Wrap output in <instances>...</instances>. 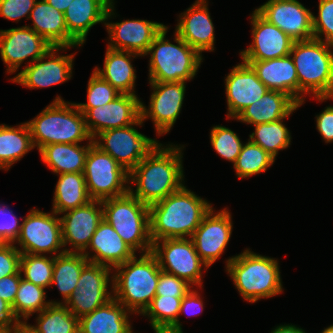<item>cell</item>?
Instances as JSON below:
<instances>
[{
  "instance_id": "6da1fadb",
  "label": "cell",
  "mask_w": 333,
  "mask_h": 333,
  "mask_svg": "<svg viewBox=\"0 0 333 333\" xmlns=\"http://www.w3.org/2000/svg\"><path fill=\"white\" fill-rule=\"evenodd\" d=\"M182 148L160 143L129 172L128 183H135L136 189L133 191L129 185L128 192L150 206L182 188L185 176Z\"/></svg>"
},
{
  "instance_id": "7a4b0ae2",
  "label": "cell",
  "mask_w": 333,
  "mask_h": 333,
  "mask_svg": "<svg viewBox=\"0 0 333 333\" xmlns=\"http://www.w3.org/2000/svg\"><path fill=\"white\" fill-rule=\"evenodd\" d=\"M212 204L183 186L149 206L152 242L169 238H191Z\"/></svg>"
},
{
  "instance_id": "3957f363",
  "label": "cell",
  "mask_w": 333,
  "mask_h": 333,
  "mask_svg": "<svg viewBox=\"0 0 333 333\" xmlns=\"http://www.w3.org/2000/svg\"><path fill=\"white\" fill-rule=\"evenodd\" d=\"M333 44L318 39L295 41L290 56L299 81V105L305 95L313 94L319 102L333 99Z\"/></svg>"
},
{
  "instance_id": "277c9868",
  "label": "cell",
  "mask_w": 333,
  "mask_h": 333,
  "mask_svg": "<svg viewBox=\"0 0 333 333\" xmlns=\"http://www.w3.org/2000/svg\"><path fill=\"white\" fill-rule=\"evenodd\" d=\"M113 298L132 314H142L156 296L160 266L151 253L136 255L113 268Z\"/></svg>"
},
{
  "instance_id": "5b68a950",
  "label": "cell",
  "mask_w": 333,
  "mask_h": 333,
  "mask_svg": "<svg viewBox=\"0 0 333 333\" xmlns=\"http://www.w3.org/2000/svg\"><path fill=\"white\" fill-rule=\"evenodd\" d=\"M278 261L244 250L226 261V271L240 296L250 303L271 298L283 292Z\"/></svg>"
},
{
  "instance_id": "8992f818",
  "label": "cell",
  "mask_w": 333,
  "mask_h": 333,
  "mask_svg": "<svg viewBox=\"0 0 333 333\" xmlns=\"http://www.w3.org/2000/svg\"><path fill=\"white\" fill-rule=\"evenodd\" d=\"M27 123L33 145L38 150L49 144H77L86 139L93 141L84 114L75 103L66 102L61 96H57Z\"/></svg>"
},
{
  "instance_id": "52a82bcc",
  "label": "cell",
  "mask_w": 333,
  "mask_h": 333,
  "mask_svg": "<svg viewBox=\"0 0 333 333\" xmlns=\"http://www.w3.org/2000/svg\"><path fill=\"white\" fill-rule=\"evenodd\" d=\"M168 26L154 38L145 54L150 55L149 82H181L195 77L201 65L202 55L177 33L174 42L165 39Z\"/></svg>"
},
{
  "instance_id": "ba28073f",
  "label": "cell",
  "mask_w": 333,
  "mask_h": 333,
  "mask_svg": "<svg viewBox=\"0 0 333 333\" xmlns=\"http://www.w3.org/2000/svg\"><path fill=\"white\" fill-rule=\"evenodd\" d=\"M103 219L106 220L135 252L149 253L150 237L149 206L129 192L123 196L102 201Z\"/></svg>"
},
{
  "instance_id": "9c48e42d",
  "label": "cell",
  "mask_w": 333,
  "mask_h": 333,
  "mask_svg": "<svg viewBox=\"0 0 333 333\" xmlns=\"http://www.w3.org/2000/svg\"><path fill=\"white\" fill-rule=\"evenodd\" d=\"M83 175L92 200L120 197L129 191V172L94 143L89 148Z\"/></svg>"
},
{
  "instance_id": "30bf717a",
  "label": "cell",
  "mask_w": 333,
  "mask_h": 333,
  "mask_svg": "<svg viewBox=\"0 0 333 333\" xmlns=\"http://www.w3.org/2000/svg\"><path fill=\"white\" fill-rule=\"evenodd\" d=\"M143 122L140 118L130 126L105 130L93 139L94 144L130 172L160 144L136 130L134 126Z\"/></svg>"
},
{
  "instance_id": "8fae6325",
  "label": "cell",
  "mask_w": 333,
  "mask_h": 333,
  "mask_svg": "<svg viewBox=\"0 0 333 333\" xmlns=\"http://www.w3.org/2000/svg\"><path fill=\"white\" fill-rule=\"evenodd\" d=\"M151 253L156 257L160 269L185 280L191 286H202V266L191 238L161 239L152 243Z\"/></svg>"
},
{
  "instance_id": "7c38bea8",
  "label": "cell",
  "mask_w": 333,
  "mask_h": 333,
  "mask_svg": "<svg viewBox=\"0 0 333 333\" xmlns=\"http://www.w3.org/2000/svg\"><path fill=\"white\" fill-rule=\"evenodd\" d=\"M58 214L52 211L45 213L31 209L21 223V231L15 243L21 254L65 253L62 242L61 221ZM63 248L62 250H59Z\"/></svg>"
},
{
  "instance_id": "4fadbf2b",
  "label": "cell",
  "mask_w": 333,
  "mask_h": 333,
  "mask_svg": "<svg viewBox=\"0 0 333 333\" xmlns=\"http://www.w3.org/2000/svg\"><path fill=\"white\" fill-rule=\"evenodd\" d=\"M111 270L108 266L92 262L83 267L76 290L63 303L78 319L113 298V291H108L109 286L112 288Z\"/></svg>"
},
{
  "instance_id": "5bb4252c",
  "label": "cell",
  "mask_w": 333,
  "mask_h": 333,
  "mask_svg": "<svg viewBox=\"0 0 333 333\" xmlns=\"http://www.w3.org/2000/svg\"><path fill=\"white\" fill-rule=\"evenodd\" d=\"M115 15L114 0L110 3L104 26L109 34L108 47L114 50H123L145 56L154 38L166 27L162 23L149 20L132 19L121 22H107Z\"/></svg>"
},
{
  "instance_id": "9a60e30c",
  "label": "cell",
  "mask_w": 333,
  "mask_h": 333,
  "mask_svg": "<svg viewBox=\"0 0 333 333\" xmlns=\"http://www.w3.org/2000/svg\"><path fill=\"white\" fill-rule=\"evenodd\" d=\"M69 48L72 47L51 46L41 58L32 64L26 65L11 81L30 89H36L54 86L70 80L75 53L71 55H60L57 53L60 50L65 51ZM44 59L48 60L44 61Z\"/></svg>"
},
{
  "instance_id": "2e32d148",
  "label": "cell",
  "mask_w": 333,
  "mask_h": 333,
  "mask_svg": "<svg viewBox=\"0 0 333 333\" xmlns=\"http://www.w3.org/2000/svg\"><path fill=\"white\" fill-rule=\"evenodd\" d=\"M153 90L148 109L141 102V118L152 119L157 135L168 133L175 124L185 96L186 82H149Z\"/></svg>"
},
{
  "instance_id": "e0dca14e",
  "label": "cell",
  "mask_w": 333,
  "mask_h": 333,
  "mask_svg": "<svg viewBox=\"0 0 333 333\" xmlns=\"http://www.w3.org/2000/svg\"><path fill=\"white\" fill-rule=\"evenodd\" d=\"M255 10L293 41L314 38L313 13L298 0H268Z\"/></svg>"
},
{
  "instance_id": "ac0fdd59",
  "label": "cell",
  "mask_w": 333,
  "mask_h": 333,
  "mask_svg": "<svg viewBox=\"0 0 333 333\" xmlns=\"http://www.w3.org/2000/svg\"><path fill=\"white\" fill-rule=\"evenodd\" d=\"M52 45L27 25L0 30V56L7 73L16 72L29 57V64L41 58Z\"/></svg>"
},
{
  "instance_id": "d6986e66",
  "label": "cell",
  "mask_w": 333,
  "mask_h": 333,
  "mask_svg": "<svg viewBox=\"0 0 333 333\" xmlns=\"http://www.w3.org/2000/svg\"><path fill=\"white\" fill-rule=\"evenodd\" d=\"M228 209L215 213L213 207L203 217L191 239L200 259L210 267L224 253L229 243L233 223Z\"/></svg>"
},
{
  "instance_id": "ffe728a7",
  "label": "cell",
  "mask_w": 333,
  "mask_h": 333,
  "mask_svg": "<svg viewBox=\"0 0 333 333\" xmlns=\"http://www.w3.org/2000/svg\"><path fill=\"white\" fill-rule=\"evenodd\" d=\"M141 102L137 95L120 94L108 104L90 108L84 116L92 139L105 130L137 122L141 118Z\"/></svg>"
},
{
  "instance_id": "44dd1931",
  "label": "cell",
  "mask_w": 333,
  "mask_h": 333,
  "mask_svg": "<svg viewBox=\"0 0 333 333\" xmlns=\"http://www.w3.org/2000/svg\"><path fill=\"white\" fill-rule=\"evenodd\" d=\"M64 213L60 217L63 246L71 244L73 247L65 248V252L82 253L103 220L102 201L92 200L84 206Z\"/></svg>"
},
{
  "instance_id": "7402d4cb",
  "label": "cell",
  "mask_w": 333,
  "mask_h": 333,
  "mask_svg": "<svg viewBox=\"0 0 333 333\" xmlns=\"http://www.w3.org/2000/svg\"><path fill=\"white\" fill-rule=\"evenodd\" d=\"M251 15L253 42L247 49L240 51L241 59L270 60L290 55L295 41L256 10Z\"/></svg>"
},
{
  "instance_id": "603a6c76",
  "label": "cell",
  "mask_w": 333,
  "mask_h": 333,
  "mask_svg": "<svg viewBox=\"0 0 333 333\" xmlns=\"http://www.w3.org/2000/svg\"><path fill=\"white\" fill-rule=\"evenodd\" d=\"M227 119H235L246 107L259 100L269 89L249 64L239 63L225 78Z\"/></svg>"
},
{
  "instance_id": "cb8c5ba5",
  "label": "cell",
  "mask_w": 333,
  "mask_h": 333,
  "mask_svg": "<svg viewBox=\"0 0 333 333\" xmlns=\"http://www.w3.org/2000/svg\"><path fill=\"white\" fill-rule=\"evenodd\" d=\"M206 1L196 0L187 11L181 13L175 28V33L201 55L203 51H213L215 48V30Z\"/></svg>"
},
{
  "instance_id": "d4e9b609",
  "label": "cell",
  "mask_w": 333,
  "mask_h": 333,
  "mask_svg": "<svg viewBox=\"0 0 333 333\" xmlns=\"http://www.w3.org/2000/svg\"><path fill=\"white\" fill-rule=\"evenodd\" d=\"M89 248L94 255L90 256L91 254L87 251ZM82 253L89 262L105 265L112 269L125 263L136 254L104 219L97 227L88 247Z\"/></svg>"
},
{
  "instance_id": "484cf974",
  "label": "cell",
  "mask_w": 333,
  "mask_h": 333,
  "mask_svg": "<svg viewBox=\"0 0 333 333\" xmlns=\"http://www.w3.org/2000/svg\"><path fill=\"white\" fill-rule=\"evenodd\" d=\"M249 64L269 90L291 96L299 104V81L290 55L270 60H242Z\"/></svg>"
},
{
  "instance_id": "4316f807",
  "label": "cell",
  "mask_w": 333,
  "mask_h": 333,
  "mask_svg": "<svg viewBox=\"0 0 333 333\" xmlns=\"http://www.w3.org/2000/svg\"><path fill=\"white\" fill-rule=\"evenodd\" d=\"M300 105L288 94L268 90L259 100L246 107L235 119L247 124L275 122L288 118Z\"/></svg>"
},
{
  "instance_id": "83f0119b",
  "label": "cell",
  "mask_w": 333,
  "mask_h": 333,
  "mask_svg": "<svg viewBox=\"0 0 333 333\" xmlns=\"http://www.w3.org/2000/svg\"><path fill=\"white\" fill-rule=\"evenodd\" d=\"M128 311L115 298L78 319L79 333H133Z\"/></svg>"
},
{
  "instance_id": "f1b7e54d",
  "label": "cell",
  "mask_w": 333,
  "mask_h": 333,
  "mask_svg": "<svg viewBox=\"0 0 333 333\" xmlns=\"http://www.w3.org/2000/svg\"><path fill=\"white\" fill-rule=\"evenodd\" d=\"M113 0H73L64 12L68 34L82 46L91 27L105 23V16Z\"/></svg>"
},
{
  "instance_id": "f546056e",
  "label": "cell",
  "mask_w": 333,
  "mask_h": 333,
  "mask_svg": "<svg viewBox=\"0 0 333 333\" xmlns=\"http://www.w3.org/2000/svg\"><path fill=\"white\" fill-rule=\"evenodd\" d=\"M32 28L52 46L79 47L80 45L68 34L64 13L58 11L45 0H37L30 12Z\"/></svg>"
},
{
  "instance_id": "4dcf8cb0",
  "label": "cell",
  "mask_w": 333,
  "mask_h": 333,
  "mask_svg": "<svg viewBox=\"0 0 333 333\" xmlns=\"http://www.w3.org/2000/svg\"><path fill=\"white\" fill-rule=\"evenodd\" d=\"M138 56L140 57L141 55L107 47L104 68L95 67L94 72L110 83L121 94L136 95L134 91L136 70L131 64V60Z\"/></svg>"
},
{
  "instance_id": "1f68e13d",
  "label": "cell",
  "mask_w": 333,
  "mask_h": 333,
  "mask_svg": "<svg viewBox=\"0 0 333 333\" xmlns=\"http://www.w3.org/2000/svg\"><path fill=\"white\" fill-rule=\"evenodd\" d=\"M84 145L77 144H49L42 147L39 152L42 161L58 174L83 173L86 157L94 141Z\"/></svg>"
},
{
  "instance_id": "d6a6232c",
  "label": "cell",
  "mask_w": 333,
  "mask_h": 333,
  "mask_svg": "<svg viewBox=\"0 0 333 333\" xmlns=\"http://www.w3.org/2000/svg\"><path fill=\"white\" fill-rule=\"evenodd\" d=\"M58 175L59 178L53 196L52 211L60 215L92 201L83 173H64Z\"/></svg>"
},
{
  "instance_id": "836d02e7",
  "label": "cell",
  "mask_w": 333,
  "mask_h": 333,
  "mask_svg": "<svg viewBox=\"0 0 333 333\" xmlns=\"http://www.w3.org/2000/svg\"><path fill=\"white\" fill-rule=\"evenodd\" d=\"M34 148L27 122L16 127L0 125V169L8 171L15 162Z\"/></svg>"
},
{
  "instance_id": "e575fe53",
  "label": "cell",
  "mask_w": 333,
  "mask_h": 333,
  "mask_svg": "<svg viewBox=\"0 0 333 333\" xmlns=\"http://www.w3.org/2000/svg\"><path fill=\"white\" fill-rule=\"evenodd\" d=\"M89 262L83 253L65 252L54 256L52 285H56L60 291L63 302L74 293L83 267Z\"/></svg>"
},
{
  "instance_id": "d590c367",
  "label": "cell",
  "mask_w": 333,
  "mask_h": 333,
  "mask_svg": "<svg viewBox=\"0 0 333 333\" xmlns=\"http://www.w3.org/2000/svg\"><path fill=\"white\" fill-rule=\"evenodd\" d=\"M182 298L156 295L141 314L148 316L154 331L183 333L179 310Z\"/></svg>"
},
{
  "instance_id": "8d00e7d4",
  "label": "cell",
  "mask_w": 333,
  "mask_h": 333,
  "mask_svg": "<svg viewBox=\"0 0 333 333\" xmlns=\"http://www.w3.org/2000/svg\"><path fill=\"white\" fill-rule=\"evenodd\" d=\"M46 297L44 287L37 286L21 278L15 301L11 306L17 320L26 322L29 316L41 312L50 304H59V301H46Z\"/></svg>"
},
{
  "instance_id": "74e56055",
  "label": "cell",
  "mask_w": 333,
  "mask_h": 333,
  "mask_svg": "<svg viewBox=\"0 0 333 333\" xmlns=\"http://www.w3.org/2000/svg\"><path fill=\"white\" fill-rule=\"evenodd\" d=\"M37 333H79L78 318L64 304H50L38 313Z\"/></svg>"
},
{
  "instance_id": "f35d334b",
  "label": "cell",
  "mask_w": 333,
  "mask_h": 333,
  "mask_svg": "<svg viewBox=\"0 0 333 333\" xmlns=\"http://www.w3.org/2000/svg\"><path fill=\"white\" fill-rule=\"evenodd\" d=\"M284 119L254 125L255 131L249 135V140L252 143L259 145L275 159L279 150H284L291 144L292 137L283 123Z\"/></svg>"
},
{
  "instance_id": "ab89813d",
  "label": "cell",
  "mask_w": 333,
  "mask_h": 333,
  "mask_svg": "<svg viewBox=\"0 0 333 333\" xmlns=\"http://www.w3.org/2000/svg\"><path fill=\"white\" fill-rule=\"evenodd\" d=\"M275 158L264 151L259 145L248 140L241 149L233 168L239 179L266 172L272 166Z\"/></svg>"
},
{
  "instance_id": "60d3db41",
  "label": "cell",
  "mask_w": 333,
  "mask_h": 333,
  "mask_svg": "<svg viewBox=\"0 0 333 333\" xmlns=\"http://www.w3.org/2000/svg\"><path fill=\"white\" fill-rule=\"evenodd\" d=\"M53 266V255L47 257L41 254H21L19 271L24 280L47 288L52 284Z\"/></svg>"
},
{
  "instance_id": "b9f144b4",
  "label": "cell",
  "mask_w": 333,
  "mask_h": 333,
  "mask_svg": "<svg viewBox=\"0 0 333 333\" xmlns=\"http://www.w3.org/2000/svg\"><path fill=\"white\" fill-rule=\"evenodd\" d=\"M118 92L110 83L101 78L94 71L89 78L87 86V103H75L79 110L85 114L90 108L108 104L118 97Z\"/></svg>"
},
{
  "instance_id": "7bdbcfd3",
  "label": "cell",
  "mask_w": 333,
  "mask_h": 333,
  "mask_svg": "<svg viewBox=\"0 0 333 333\" xmlns=\"http://www.w3.org/2000/svg\"><path fill=\"white\" fill-rule=\"evenodd\" d=\"M210 141L215 152L233 164L244 145L234 131L221 125L211 129Z\"/></svg>"
},
{
  "instance_id": "ee69618b",
  "label": "cell",
  "mask_w": 333,
  "mask_h": 333,
  "mask_svg": "<svg viewBox=\"0 0 333 333\" xmlns=\"http://www.w3.org/2000/svg\"><path fill=\"white\" fill-rule=\"evenodd\" d=\"M318 9L312 16L314 38L333 44V0H319Z\"/></svg>"
},
{
  "instance_id": "f6af8a7d",
  "label": "cell",
  "mask_w": 333,
  "mask_h": 333,
  "mask_svg": "<svg viewBox=\"0 0 333 333\" xmlns=\"http://www.w3.org/2000/svg\"><path fill=\"white\" fill-rule=\"evenodd\" d=\"M190 289L193 287L185 280L160 270L156 295L183 298Z\"/></svg>"
},
{
  "instance_id": "bcb514c9",
  "label": "cell",
  "mask_w": 333,
  "mask_h": 333,
  "mask_svg": "<svg viewBox=\"0 0 333 333\" xmlns=\"http://www.w3.org/2000/svg\"><path fill=\"white\" fill-rule=\"evenodd\" d=\"M21 224L13 211L0 204V242L14 243L19 237Z\"/></svg>"
},
{
  "instance_id": "7dc6e473",
  "label": "cell",
  "mask_w": 333,
  "mask_h": 333,
  "mask_svg": "<svg viewBox=\"0 0 333 333\" xmlns=\"http://www.w3.org/2000/svg\"><path fill=\"white\" fill-rule=\"evenodd\" d=\"M20 258L14 243H0V279L19 272Z\"/></svg>"
},
{
  "instance_id": "c3c4849f",
  "label": "cell",
  "mask_w": 333,
  "mask_h": 333,
  "mask_svg": "<svg viewBox=\"0 0 333 333\" xmlns=\"http://www.w3.org/2000/svg\"><path fill=\"white\" fill-rule=\"evenodd\" d=\"M37 0H0V16L18 22L21 18L29 19Z\"/></svg>"
},
{
  "instance_id": "681fc988",
  "label": "cell",
  "mask_w": 333,
  "mask_h": 333,
  "mask_svg": "<svg viewBox=\"0 0 333 333\" xmlns=\"http://www.w3.org/2000/svg\"><path fill=\"white\" fill-rule=\"evenodd\" d=\"M316 127L325 143L333 142V106L326 107L316 116Z\"/></svg>"
},
{
  "instance_id": "f907efd6",
  "label": "cell",
  "mask_w": 333,
  "mask_h": 333,
  "mask_svg": "<svg viewBox=\"0 0 333 333\" xmlns=\"http://www.w3.org/2000/svg\"><path fill=\"white\" fill-rule=\"evenodd\" d=\"M21 276L22 275L19 271L17 274L9 275L0 279V297L11 306L15 301L20 279L22 278Z\"/></svg>"
},
{
  "instance_id": "816d5d0a",
  "label": "cell",
  "mask_w": 333,
  "mask_h": 333,
  "mask_svg": "<svg viewBox=\"0 0 333 333\" xmlns=\"http://www.w3.org/2000/svg\"><path fill=\"white\" fill-rule=\"evenodd\" d=\"M200 294L197 290H189L181 300V306L179 310L180 314L186 313L190 316L201 314L203 311V301L200 298Z\"/></svg>"
},
{
  "instance_id": "f5cc1de1",
  "label": "cell",
  "mask_w": 333,
  "mask_h": 333,
  "mask_svg": "<svg viewBox=\"0 0 333 333\" xmlns=\"http://www.w3.org/2000/svg\"><path fill=\"white\" fill-rule=\"evenodd\" d=\"M19 324L11 305L0 297V329L14 331Z\"/></svg>"
},
{
  "instance_id": "db71d44e",
  "label": "cell",
  "mask_w": 333,
  "mask_h": 333,
  "mask_svg": "<svg viewBox=\"0 0 333 333\" xmlns=\"http://www.w3.org/2000/svg\"><path fill=\"white\" fill-rule=\"evenodd\" d=\"M270 333H307L304 329L299 328L295 325H279L274 328Z\"/></svg>"
},
{
  "instance_id": "11a10c76",
  "label": "cell",
  "mask_w": 333,
  "mask_h": 333,
  "mask_svg": "<svg viewBox=\"0 0 333 333\" xmlns=\"http://www.w3.org/2000/svg\"><path fill=\"white\" fill-rule=\"evenodd\" d=\"M58 11L64 13L73 0H45Z\"/></svg>"
},
{
  "instance_id": "9f6ffc18",
  "label": "cell",
  "mask_w": 333,
  "mask_h": 333,
  "mask_svg": "<svg viewBox=\"0 0 333 333\" xmlns=\"http://www.w3.org/2000/svg\"><path fill=\"white\" fill-rule=\"evenodd\" d=\"M13 333H37L27 322H20Z\"/></svg>"
},
{
  "instance_id": "6f0895ef",
  "label": "cell",
  "mask_w": 333,
  "mask_h": 333,
  "mask_svg": "<svg viewBox=\"0 0 333 333\" xmlns=\"http://www.w3.org/2000/svg\"><path fill=\"white\" fill-rule=\"evenodd\" d=\"M321 333H333V325L325 328Z\"/></svg>"
},
{
  "instance_id": "680465c9",
  "label": "cell",
  "mask_w": 333,
  "mask_h": 333,
  "mask_svg": "<svg viewBox=\"0 0 333 333\" xmlns=\"http://www.w3.org/2000/svg\"><path fill=\"white\" fill-rule=\"evenodd\" d=\"M0 333H13V331L0 329Z\"/></svg>"
},
{
  "instance_id": "91938a15",
  "label": "cell",
  "mask_w": 333,
  "mask_h": 333,
  "mask_svg": "<svg viewBox=\"0 0 333 333\" xmlns=\"http://www.w3.org/2000/svg\"><path fill=\"white\" fill-rule=\"evenodd\" d=\"M155 333H172L170 331H154Z\"/></svg>"
}]
</instances>
